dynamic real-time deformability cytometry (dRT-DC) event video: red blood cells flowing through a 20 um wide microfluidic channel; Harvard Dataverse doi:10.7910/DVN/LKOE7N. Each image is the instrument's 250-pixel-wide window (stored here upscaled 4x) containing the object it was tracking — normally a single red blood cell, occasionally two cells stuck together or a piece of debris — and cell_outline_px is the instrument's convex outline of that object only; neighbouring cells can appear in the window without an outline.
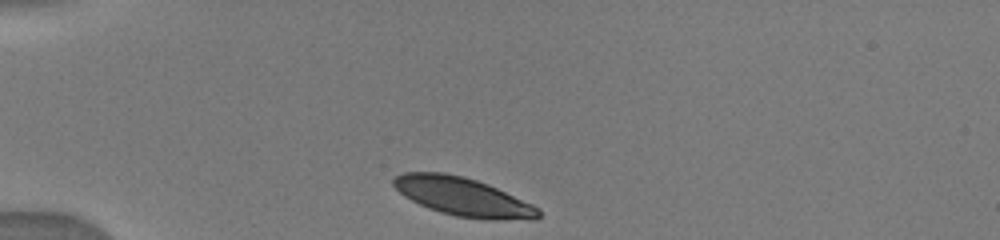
{"species": "human", "species_latin": "Homo sapiens", "temperature_condition": "warm", "stored_images_in_passage": 58, "camera_frame_rate_fps": 3000, "um_per_image_px": 0.085, "donor": {"sex": "male"}, "frame": {"image": 1, "passage_image": 1, "time_ms": 0.0, "image_size_px": [1000, 240], "cell_outline_px": [[540, 216], [536, 220], [488, 220], [456, 216], [440, 212], [428, 208], [404, 196], [392, 184], [392, 180], [396, 176], [404, 172], [444, 172], [464, 176], [488, 184], [532, 204], [540, 208]], "centroid_in_image_um": [39.38, 16.73], "position_along_channel_um": 45.6, "area_um2": 32.6}}
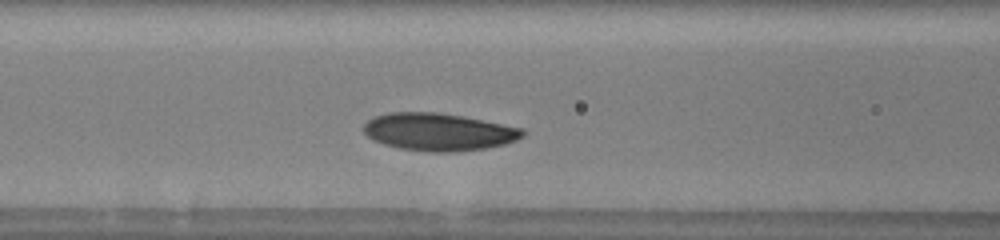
{"frame": {"image": 2, "passage_image": 12, "time_ms": 3.0, "image_size_px": [1000, 240], "cell_outline_px": [[524, 136], [516, 140], [504, 144], [484, 148], [456, 152], [432, 152], [400, 148], [384, 144], [372, 140], [364, 132], [364, 124], [368, 120], [376, 116], [388, 112], [436, 112], [460, 116], [524, 128]], "centroid_in_image_um": [37.27, 11.21], "position_along_channel_um": 129.3, "area_um2": 34.56}}
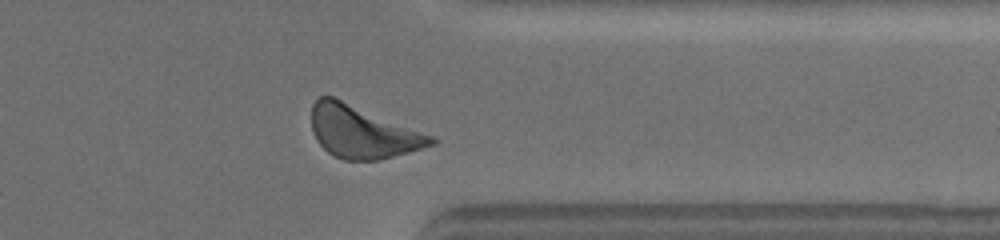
{"frame": {"image": 3, "passage_image": 48, "time_ms": 9.333, "image_size_px": [1000, 240], "cell_outline_px": [[436, 144], [408, 152], [376, 160], [344, 160], [328, 152], [316, 140], [312, 132], [312, 104], [320, 96], [332, 96], [432, 136], [436, 140]], "centroid_in_image_um": [30.76, 11.22], "position_along_channel_um": 380.6, "area_um2": 35.72}}